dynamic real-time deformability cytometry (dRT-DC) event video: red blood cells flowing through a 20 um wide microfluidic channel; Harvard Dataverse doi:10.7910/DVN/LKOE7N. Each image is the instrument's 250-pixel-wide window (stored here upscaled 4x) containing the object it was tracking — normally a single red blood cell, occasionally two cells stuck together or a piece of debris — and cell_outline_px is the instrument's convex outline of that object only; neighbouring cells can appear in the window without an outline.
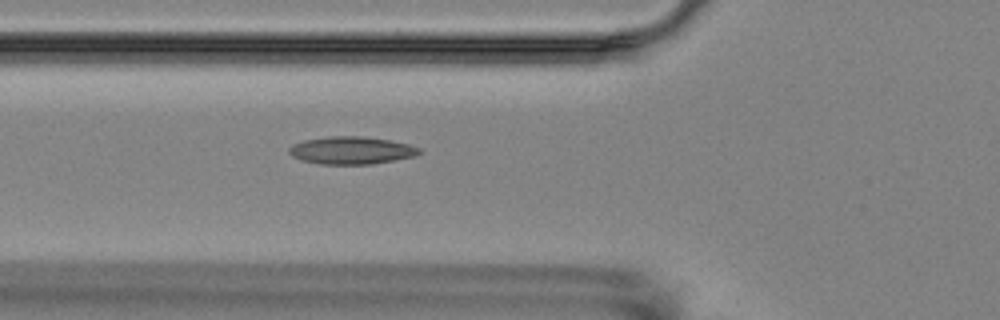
{"species": "Egyptian fruit bat (a non-hibernating species)", "species_latin": "Rousettus aegyptiacus", "temperature_condition": "room temperature", "stored_images_in_passage": 6, "camera_frame_rate_fps": 3000, "um_per_image_px": 0.085, "animal": {"sex": "female"}, "frame": {"image": 1, "passage_image": 6, "time_ms": 6.333, "image_size_px": [1000, 320], "cell_outline_px": [[420, 152], [416, 156], [372, 164], [320, 164], [300, 160], [292, 156], [288, 152], [288, 148], [292, 144], [304, 140], [328, 136], [360, 136], [388, 140], [408, 144], [420, 148]], "centroid_in_image_um": [29.83, 12.78], "position_along_channel_um": 96.0, "area_um2": 20.92}}